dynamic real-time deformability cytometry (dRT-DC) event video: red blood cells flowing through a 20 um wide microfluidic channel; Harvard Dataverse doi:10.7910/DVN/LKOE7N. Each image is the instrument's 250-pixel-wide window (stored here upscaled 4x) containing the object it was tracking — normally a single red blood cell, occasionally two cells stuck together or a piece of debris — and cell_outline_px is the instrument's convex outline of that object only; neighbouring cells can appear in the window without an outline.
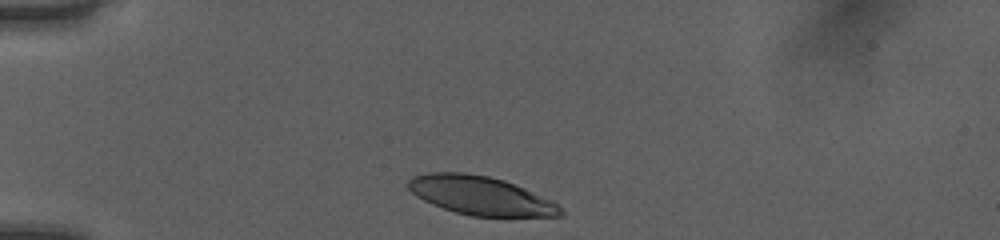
{"species": "human", "species_latin": "Homo sapiens", "temperature_condition": "room temperature", "stored_images_in_passage": 31, "camera_frame_rate_fps": 3000, "um_per_image_px": 0.085, "donor": {"sex": "female"}, "frame": {"image": 1, "passage_image": 1, "time_ms": 0.0, "image_size_px": [1000, 240], "cell_outline_px": [[564, 216], [472, 216], [456, 212], [432, 204], [416, 196], [408, 188], [408, 180], [412, 176], [428, 172], [464, 172], [488, 176], [504, 180], [524, 188], [552, 200], [564, 212]], "centroid_in_image_um": [40.83, 16.61], "position_along_channel_um": 44.2, "area_um2": 34.16}}
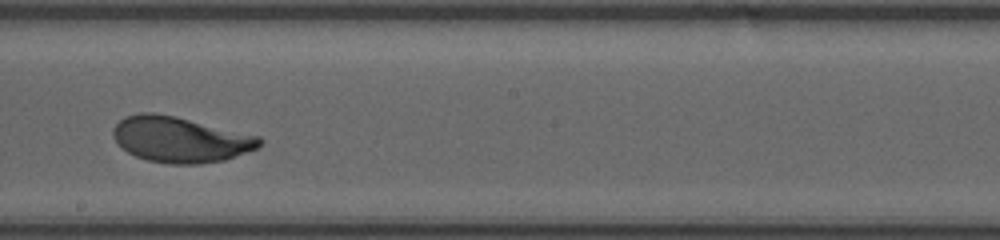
{"frame": {"image": 2, "passage_image": 18, "time_ms": 5.667, "image_size_px": [1000, 240], "cell_outline_px": [[264, 140], [256, 148], [224, 160], [200, 164], [168, 164], [148, 160], [136, 156], [128, 152], [112, 136], [112, 128], [124, 116], [140, 112], [152, 112], [176, 116], [260, 136]], "centroid_in_image_um": [15.31, 11.84], "position_along_channel_um": 232.9, "area_um2": 38.9}}
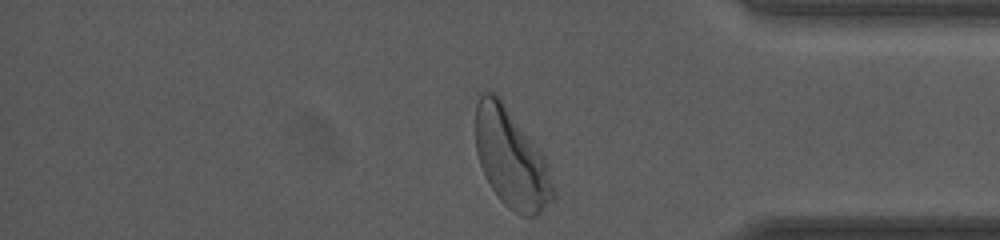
{"frame": {"image": 3, "passage_image": 31, "time_ms": 10.0, "image_size_px": [1000, 240], "cell_outline_px": [[556, 200], [536, 216], [524, 216], [508, 208], [500, 200], [492, 188], [480, 164], [476, 152], [476, 104], [480, 92], [496, 92], [540, 148], [548, 160], [556, 192]], "centroid_in_image_um": [43.51, 13.48], "position_along_channel_um": 391.7, "area_um2": 45.43}, "authors_computed_cell_mechanics": {"area_um2": 38.4948, "velocity_mm_per_s": 3.9916, "shape_relaxation_time_tau1_ms": 3.6547, "shape_relaxation_time_tau2_ms": null, "deformation_change_tau1": 0.1904, "deformation_change_tau2": null}}